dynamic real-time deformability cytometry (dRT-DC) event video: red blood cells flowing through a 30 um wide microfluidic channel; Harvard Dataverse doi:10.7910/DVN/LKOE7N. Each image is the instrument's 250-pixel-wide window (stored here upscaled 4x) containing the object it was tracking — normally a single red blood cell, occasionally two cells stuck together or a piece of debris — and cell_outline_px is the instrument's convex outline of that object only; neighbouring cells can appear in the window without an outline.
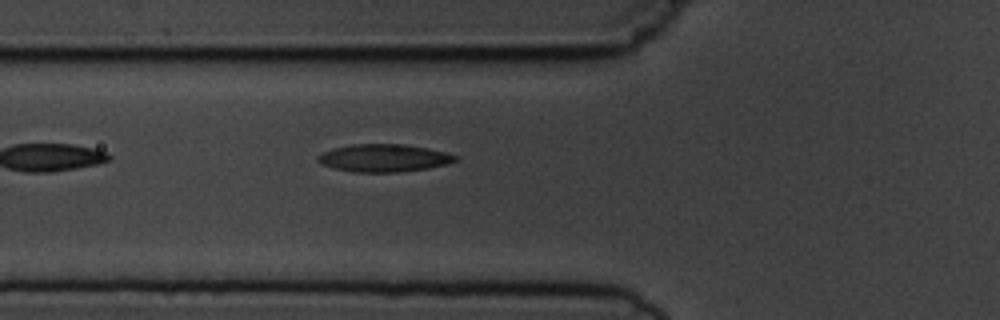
{"species": "common noctule bat (a hibernating species)", "species_latin": "Nyctalus noctula", "temperature_condition": "cold", "stored_images_in_passage": 3, "camera_frame_rate_fps": 3000, "um_per_image_px": 0.085, "animal": {"sex": "male", "body_mass_g": 19.5, "forearm_length_mm": 54.6}, "frame": {"image": 1, "passage_image": 3, "time_ms": 3.333, "image_size_px": [1000, 320], "cell_outline_px": [[456, 160], [448, 164], [428, 168], [396, 172], [356, 172], [336, 168], [324, 164], [316, 160], [316, 156], [332, 148], [352, 144], [404, 144], [428, 148], [444, 152], [456, 156]], "centroid_in_image_um": [32.62, 13.42], "position_along_channel_um": 93.2, "area_um2": 21.91}}